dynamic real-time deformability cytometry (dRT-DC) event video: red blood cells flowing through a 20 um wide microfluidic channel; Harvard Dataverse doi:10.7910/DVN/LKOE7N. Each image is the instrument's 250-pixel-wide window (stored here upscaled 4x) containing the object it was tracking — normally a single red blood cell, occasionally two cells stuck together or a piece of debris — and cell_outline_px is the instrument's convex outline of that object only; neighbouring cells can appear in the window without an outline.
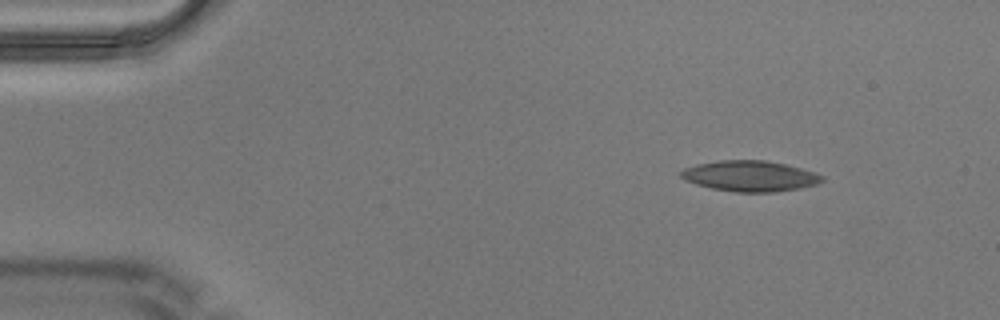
{"species": "Egyptian fruit bat (a non-hibernating species)", "species_latin": "Rousettus aegyptiacus", "temperature_condition": "warm", "stored_images_in_passage": 5, "camera_frame_rate_fps": 3000, "um_per_image_px": 0.085, "animal": {"sex": "male"}, "frame": {"image": 1, "passage_image": 5, "time_ms": 1.333, "image_size_px": [1000, 320], "cell_outline_px": [[824, 180], [816, 184], [800, 188], [776, 192], [736, 192], [712, 188], [696, 184], [684, 180], [676, 172], [684, 168], [696, 164], [720, 160], [764, 160], [784, 164], [816, 172], [824, 176]], "centroid_in_image_um": [63.72, 14.96], "position_along_channel_um": 21.3, "area_um2": 25.37}}